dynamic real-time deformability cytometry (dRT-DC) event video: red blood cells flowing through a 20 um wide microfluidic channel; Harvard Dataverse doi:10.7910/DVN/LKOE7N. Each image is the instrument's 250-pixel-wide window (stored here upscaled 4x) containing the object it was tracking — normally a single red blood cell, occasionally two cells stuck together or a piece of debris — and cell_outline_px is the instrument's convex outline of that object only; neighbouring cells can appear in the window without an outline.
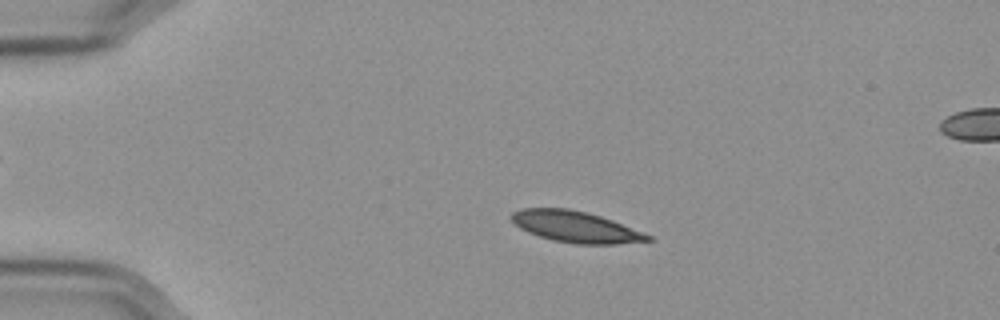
{"species": "Egyptian fruit bat (a non-hibernating species)", "species_latin": "Rousettus aegyptiacus", "temperature_condition": "cold", "stored_images_in_passage": 57, "camera_frame_rate_fps": 3000, "um_per_image_px": 0.085, "frame": {"image": 1, "passage_image": 12, "time_ms": 3.667, "image_size_px": [1000, 320], "cell_outline_px": [[652, 240], [616, 244], [576, 244], [552, 240], [528, 232], [520, 228], [508, 216], [512, 212], [520, 208], [568, 208], [588, 212], [612, 220], [652, 236]], "centroid_in_image_um": [48.89, 19.27], "position_along_channel_um": 36.1, "area_um2": 24.74}}
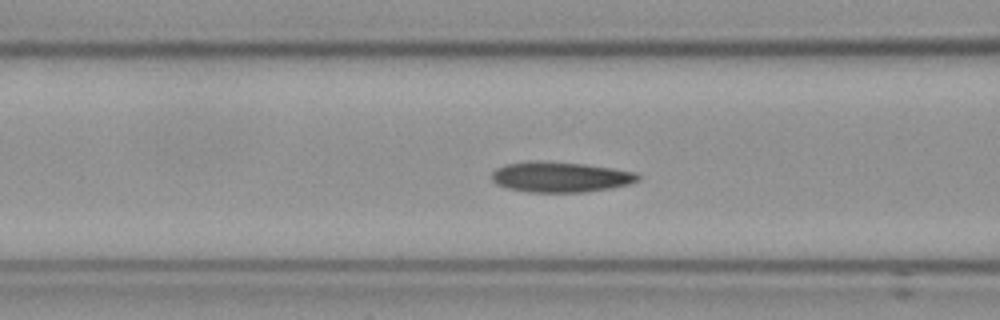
{"frame": {"image": 2, "passage_image": 23, "time_ms": 7.333, "image_size_px": [1000, 320], "cell_outline_px": [[640, 180], [628, 184], [612, 188], [584, 192], [528, 192], [504, 188], [496, 184], [492, 180], [492, 172], [496, 168], [508, 164], [584, 164], [612, 168], [636, 172], [640, 176]], "centroid_in_image_um": [47.69, 15.1], "position_along_channel_um": 118.9, "area_um2": 24.91}}
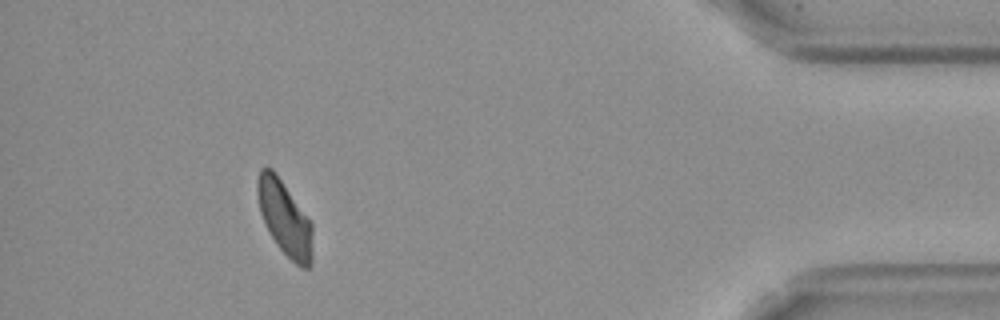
{"frame": {"image": 3, "passage_image": 52, "time_ms": 17.0, "image_size_px": [1000, 320], "cell_outline_px": [[312, 264], [308, 268], [300, 268], [276, 244], [260, 212], [256, 192], [256, 180], [260, 168], [272, 168], [276, 172], [312, 224]], "centroid_in_image_um": [24.19, 18.53], "position_along_channel_um": 411.0, "area_um2": 23.76}, "authors_computed_cell_mechanics": {"area_um2": 24.854, "velocity_mm_per_s": 3.5484, "shape_relaxation_time_tau1_ms": 4.3096, "shape_relaxation_time_tau2_ms": 2.3498, "deformation_change_tau1": 0.1193, "deformation_change_tau2": 0.0821}}